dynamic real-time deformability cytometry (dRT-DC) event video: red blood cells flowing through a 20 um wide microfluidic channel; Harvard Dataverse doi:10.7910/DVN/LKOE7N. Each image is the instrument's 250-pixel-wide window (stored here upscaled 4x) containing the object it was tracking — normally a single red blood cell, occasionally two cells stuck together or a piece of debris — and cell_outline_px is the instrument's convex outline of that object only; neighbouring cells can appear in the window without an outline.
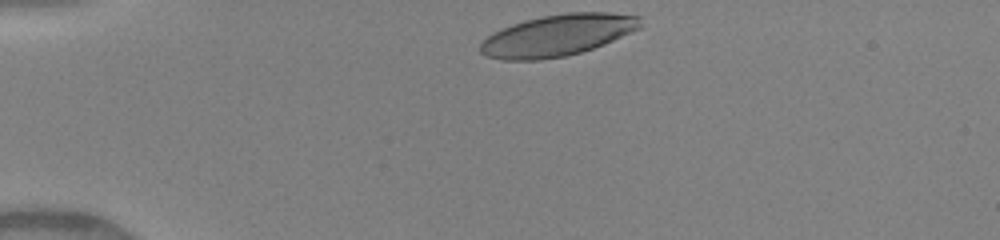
{"species": "human", "species_latin": "Homo sapiens", "temperature_condition": "warm", "stored_images_in_passage": 33, "camera_frame_rate_fps": 3000, "um_per_image_px": 0.085, "donor": {"sex": "female"}, "frame": {"image": 1, "passage_image": 1, "time_ms": 0.0, "image_size_px": [1000, 240], "cell_outline_px": [[640, 28], [604, 44], [580, 52], [564, 56], [540, 60], [504, 60], [488, 56], [480, 52], [480, 44], [492, 32], [512, 24], [524, 20], [540, 16], [568, 12], [608, 12], [640, 16]], "centroid_in_image_um": [47.38, 2.99], "position_along_channel_um": 37.6, "area_um2": 38.55}}
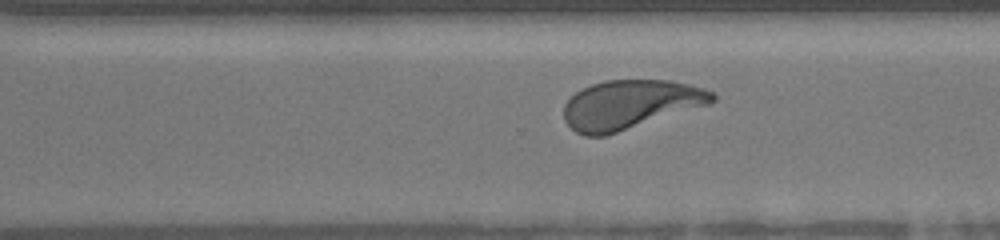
{"frame": {"image": 2, "passage_image": 25, "time_ms": 8.0, "image_size_px": [1000, 240], "cell_outline_px": [[716, 100], [712, 104], [604, 136], [584, 136], [576, 132], [564, 120], [564, 104], [576, 92], [592, 84], [604, 80], [672, 80], [704, 88], [712, 92], [716, 96]], "centroid_in_image_um": [53.6, 8.88], "position_along_channel_um": 317.0, "area_um2": 42.48}}
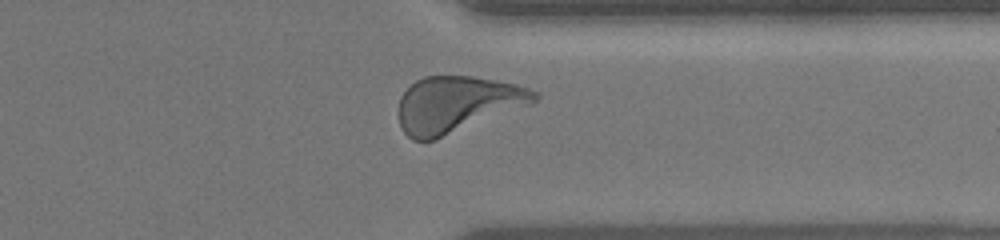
{"frame": {"image": 3, "passage_image": 29, "time_ms": 9.333, "image_size_px": [1000, 240], "cell_outline_px": [[540, 96], [532, 104], [436, 140], [412, 140], [400, 128], [400, 96], [416, 80], [424, 76], [472, 76], [516, 84], [528, 88], [536, 92]], "centroid_in_image_um": [38.86, 8.87], "position_along_channel_um": 372.5, "area_um2": 44.45}, "authors_computed_cell_mechanics": {"area_um2": 42.4252, "velocity_mm_per_s": 4.1401, "shape_relaxation_time_tau1_ms": 2.923, "shape_relaxation_time_tau2_ms": 0.7998, "deformation_change_tau1": 0.1786, "deformation_change_tau2": 0.0908}}